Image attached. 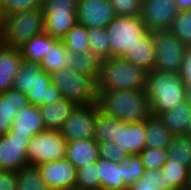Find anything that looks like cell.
Here are the masks:
<instances>
[{
	"label": "cell",
	"mask_w": 191,
	"mask_h": 190,
	"mask_svg": "<svg viewBox=\"0 0 191 190\" xmlns=\"http://www.w3.org/2000/svg\"><path fill=\"white\" fill-rule=\"evenodd\" d=\"M96 105L99 112L126 123L142 122L152 114L145 90H98Z\"/></svg>",
	"instance_id": "cell-1"
},
{
	"label": "cell",
	"mask_w": 191,
	"mask_h": 190,
	"mask_svg": "<svg viewBox=\"0 0 191 190\" xmlns=\"http://www.w3.org/2000/svg\"><path fill=\"white\" fill-rule=\"evenodd\" d=\"M187 87L180 73L147 72L145 93L153 115L159 116L186 101Z\"/></svg>",
	"instance_id": "cell-2"
},
{
	"label": "cell",
	"mask_w": 191,
	"mask_h": 190,
	"mask_svg": "<svg viewBox=\"0 0 191 190\" xmlns=\"http://www.w3.org/2000/svg\"><path fill=\"white\" fill-rule=\"evenodd\" d=\"M12 88L28 95L31 105L52 104L62 97L60 90L51 83V76L39 63L23 59Z\"/></svg>",
	"instance_id": "cell-3"
},
{
	"label": "cell",
	"mask_w": 191,
	"mask_h": 190,
	"mask_svg": "<svg viewBox=\"0 0 191 190\" xmlns=\"http://www.w3.org/2000/svg\"><path fill=\"white\" fill-rule=\"evenodd\" d=\"M147 71L121 57L100 61L97 76L98 90H145Z\"/></svg>",
	"instance_id": "cell-4"
},
{
	"label": "cell",
	"mask_w": 191,
	"mask_h": 190,
	"mask_svg": "<svg viewBox=\"0 0 191 190\" xmlns=\"http://www.w3.org/2000/svg\"><path fill=\"white\" fill-rule=\"evenodd\" d=\"M44 13L41 7L0 18L3 45L19 48L34 36L44 32Z\"/></svg>",
	"instance_id": "cell-5"
},
{
	"label": "cell",
	"mask_w": 191,
	"mask_h": 190,
	"mask_svg": "<svg viewBox=\"0 0 191 190\" xmlns=\"http://www.w3.org/2000/svg\"><path fill=\"white\" fill-rule=\"evenodd\" d=\"M51 83L59 90L63 98L76 105H92L96 103L98 88L97 77H90L63 67L50 74Z\"/></svg>",
	"instance_id": "cell-6"
},
{
	"label": "cell",
	"mask_w": 191,
	"mask_h": 190,
	"mask_svg": "<svg viewBox=\"0 0 191 190\" xmlns=\"http://www.w3.org/2000/svg\"><path fill=\"white\" fill-rule=\"evenodd\" d=\"M148 32L141 15L117 16L106 27L109 39V57H121Z\"/></svg>",
	"instance_id": "cell-7"
},
{
	"label": "cell",
	"mask_w": 191,
	"mask_h": 190,
	"mask_svg": "<svg viewBox=\"0 0 191 190\" xmlns=\"http://www.w3.org/2000/svg\"><path fill=\"white\" fill-rule=\"evenodd\" d=\"M67 141L59 130H45L35 134L27 145L28 165L56 161L66 157Z\"/></svg>",
	"instance_id": "cell-8"
},
{
	"label": "cell",
	"mask_w": 191,
	"mask_h": 190,
	"mask_svg": "<svg viewBox=\"0 0 191 190\" xmlns=\"http://www.w3.org/2000/svg\"><path fill=\"white\" fill-rule=\"evenodd\" d=\"M152 33L155 44L154 69L179 73L187 46L169 30H155Z\"/></svg>",
	"instance_id": "cell-9"
},
{
	"label": "cell",
	"mask_w": 191,
	"mask_h": 190,
	"mask_svg": "<svg viewBox=\"0 0 191 190\" xmlns=\"http://www.w3.org/2000/svg\"><path fill=\"white\" fill-rule=\"evenodd\" d=\"M98 113L99 109L96 103L77 105L59 131L67 142L94 139Z\"/></svg>",
	"instance_id": "cell-10"
},
{
	"label": "cell",
	"mask_w": 191,
	"mask_h": 190,
	"mask_svg": "<svg viewBox=\"0 0 191 190\" xmlns=\"http://www.w3.org/2000/svg\"><path fill=\"white\" fill-rule=\"evenodd\" d=\"M32 137L15 133L0 136V170L17 171L28 165L27 145Z\"/></svg>",
	"instance_id": "cell-11"
},
{
	"label": "cell",
	"mask_w": 191,
	"mask_h": 190,
	"mask_svg": "<svg viewBox=\"0 0 191 190\" xmlns=\"http://www.w3.org/2000/svg\"><path fill=\"white\" fill-rule=\"evenodd\" d=\"M179 9L175 0H143L141 17L149 32L169 30Z\"/></svg>",
	"instance_id": "cell-12"
},
{
	"label": "cell",
	"mask_w": 191,
	"mask_h": 190,
	"mask_svg": "<svg viewBox=\"0 0 191 190\" xmlns=\"http://www.w3.org/2000/svg\"><path fill=\"white\" fill-rule=\"evenodd\" d=\"M37 167L51 190H75L77 169L66 157L41 163Z\"/></svg>",
	"instance_id": "cell-13"
},
{
	"label": "cell",
	"mask_w": 191,
	"mask_h": 190,
	"mask_svg": "<svg viewBox=\"0 0 191 190\" xmlns=\"http://www.w3.org/2000/svg\"><path fill=\"white\" fill-rule=\"evenodd\" d=\"M116 17L109 0H78V23L86 28H106Z\"/></svg>",
	"instance_id": "cell-14"
},
{
	"label": "cell",
	"mask_w": 191,
	"mask_h": 190,
	"mask_svg": "<svg viewBox=\"0 0 191 190\" xmlns=\"http://www.w3.org/2000/svg\"><path fill=\"white\" fill-rule=\"evenodd\" d=\"M29 104L28 95L14 88L0 93V136L10 131L18 111Z\"/></svg>",
	"instance_id": "cell-15"
},
{
	"label": "cell",
	"mask_w": 191,
	"mask_h": 190,
	"mask_svg": "<svg viewBox=\"0 0 191 190\" xmlns=\"http://www.w3.org/2000/svg\"><path fill=\"white\" fill-rule=\"evenodd\" d=\"M116 143H118L128 155L140 154L146 148L145 120L133 123L118 120Z\"/></svg>",
	"instance_id": "cell-16"
},
{
	"label": "cell",
	"mask_w": 191,
	"mask_h": 190,
	"mask_svg": "<svg viewBox=\"0 0 191 190\" xmlns=\"http://www.w3.org/2000/svg\"><path fill=\"white\" fill-rule=\"evenodd\" d=\"M45 130L39 106L29 104L18 111L8 133L34 136Z\"/></svg>",
	"instance_id": "cell-17"
},
{
	"label": "cell",
	"mask_w": 191,
	"mask_h": 190,
	"mask_svg": "<svg viewBox=\"0 0 191 190\" xmlns=\"http://www.w3.org/2000/svg\"><path fill=\"white\" fill-rule=\"evenodd\" d=\"M121 58L150 72L155 65V44L153 33L148 32L136 45L127 50Z\"/></svg>",
	"instance_id": "cell-18"
},
{
	"label": "cell",
	"mask_w": 191,
	"mask_h": 190,
	"mask_svg": "<svg viewBox=\"0 0 191 190\" xmlns=\"http://www.w3.org/2000/svg\"><path fill=\"white\" fill-rule=\"evenodd\" d=\"M23 58L19 48L2 45L0 48V93L12 88Z\"/></svg>",
	"instance_id": "cell-19"
},
{
	"label": "cell",
	"mask_w": 191,
	"mask_h": 190,
	"mask_svg": "<svg viewBox=\"0 0 191 190\" xmlns=\"http://www.w3.org/2000/svg\"><path fill=\"white\" fill-rule=\"evenodd\" d=\"M66 158L76 169L97 161L100 158L98 142L95 139H80L67 142Z\"/></svg>",
	"instance_id": "cell-20"
},
{
	"label": "cell",
	"mask_w": 191,
	"mask_h": 190,
	"mask_svg": "<svg viewBox=\"0 0 191 190\" xmlns=\"http://www.w3.org/2000/svg\"><path fill=\"white\" fill-rule=\"evenodd\" d=\"M76 106L75 103L65 98L52 104L40 105L39 109L46 130H60Z\"/></svg>",
	"instance_id": "cell-21"
},
{
	"label": "cell",
	"mask_w": 191,
	"mask_h": 190,
	"mask_svg": "<svg viewBox=\"0 0 191 190\" xmlns=\"http://www.w3.org/2000/svg\"><path fill=\"white\" fill-rule=\"evenodd\" d=\"M174 136L159 116L151 114L145 120L146 147L167 150Z\"/></svg>",
	"instance_id": "cell-22"
},
{
	"label": "cell",
	"mask_w": 191,
	"mask_h": 190,
	"mask_svg": "<svg viewBox=\"0 0 191 190\" xmlns=\"http://www.w3.org/2000/svg\"><path fill=\"white\" fill-rule=\"evenodd\" d=\"M98 175L100 177V189L104 190H127L123 181V168L118 164L99 158L97 160Z\"/></svg>",
	"instance_id": "cell-23"
},
{
	"label": "cell",
	"mask_w": 191,
	"mask_h": 190,
	"mask_svg": "<svg viewBox=\"0 0 191 190\" xmlns=\"http://www.w3.org/2000/svg\"><path fill=\"white\" fill-rule=\"evenodd\" d=\"M44 19V32L59 40L78 23L77 12L44 13Z\"/></svg>",
	"instance_id": "cell-24"
},
{
	"label": "cell",
	"mask_w": 191,
	"mask_h": 190,
	"mask_svg": "<svg viewBox=\"0 0 191 190\" xmlns=\"http://www.w3.org/2000/svg\"><path fill=\"white\" fill-rule=\"evenodd\" d=\"M191 116V105L184 101L171 110L159 115L162 122L175 135H187V127Z\"/></svg>",
	"instance_id": "cell-25"
},
{
	"label": "cell",
	"mask_w": 191,
	"mask_h": 190,
	"mask_svg": "<svg viewBox=\"0 0 191 190\" xmlns=\"http://www.w3.org/2000/svg\"><path fill=\"white\" fill-rule=\"evenodd\" d=\"M58 40L46 32L34 36L19 47L21 57L28 61L40 63L48 52L49 46H53Z\"/></svg>",
	"instance_id": "cell-26"
},
{
	"label": "cell",
	"mask_w": 191,
	"mask_h": 190,
	"mask_svg": "<svg viewBox=\"0 0 191 190\" xmlns=\"http://www.w3.org/2000/svg\"><path fill=\"white\" fill-rule=\"evenodd\" d=\"M65 59L67 60V66L70 69L90 77L98 76L101 60H99L90 50L81 53L67 50Z\"/></svg>",
	"instance_id": "cell-27"
},
{
	"label": "cell",
	"mask_w": 191,
	"mask_h": 190,
	"mask_svg": "<svg viewBox=\"0 0 191 190\" xmlns=\"http://www.w3.org/2000/svg\"><path fill=\"white\" fill-rule=\"evenodd\" d=\"M188 168L166 162L161 169L160 190H186Z\"/></svg>",
	"instance_id": "cell-28"
},
{
	"label": "cell",
	"mask_w": 191,
	"mask_h": 190,
	"mask_svg": "<svg viewBox=\"0 0 191 190\" xmlns=\"http://www.w3.org/2000/svg\"><path fill=\"white\" fill-rule=\"evenodd\" d=\"M182 164L189 168L191 165V136L175 135L173 141L167 149V161Z\"/></svg>",
	"instance_id": "cell-29"
},
{
	"label": "cell",
	"mask_w": 191,
	"mask_h": 190,
	"mask_svg": "<svg viewBox=\"0 0 191 190\" xmlns=\"http://www.w3.org/2000/svg\"><path fill=\"white\" fill-rule=\"evenodd\" d=\"M17 190H51L41 178L37 166L27 165L16 171Z\"/></svg>",
	"instance_id": "cell-30"
},
{
	"label": "cell",
	"mask_w": 191,
	"mask_h": 190,
	"mask_svg": "<svg viewBox=\"0 0 191 190\" xmlns=\"http://www.w3.org/2000/svg\"><path fill=\"white\" fill-rule=\"evenodd\" d=\"M66 51L62 40H58L53 46H49L48 52L39 63L41 68L51 74L67 66Z\"/></svg>",
	"instance_id": "cell-31"
},
{
	"label": "cell",
	"mask_w": 191,
	"mask_h": 190,
	"mask_svg": "<svg viewBox=\"0 0 191 190\" xmlns=\"http://www.w3.org/2000/svg\"><path fill=\"white\" fill-rule=\"evenodd\" d=\"M117 134L118 119L99 112L96 119L94 139L98 143L105 141L116 143Z\"/></svg>",
	"instance_id": "cell-32"
},
{
	"label": "cell",
	"mask_w": 191,
	"mask_h": 190,
	"mask_svg": "<svg viewBox=\"0 0 191 190\" xmlns=\"http://www.w3.org/2000/svg\"><path fill=\"white\" fill-rule=\"evenodd\" d=\"M100 189V177L98 175L97 161L90 162L76 172L75 190Z\"/></svg>",
	"instance_id": "cell-33"
},
{
	"label": "cell",
	"mask_w": 191,
	"mask_h": 190,
	"mask_svg": "<svg viewBox=\"0 0 191 190\" xmlns=\"http://www.w3.org/2000/svg\"><path fill=\"white\" fill-rule=\"evenodd\" d=\"M62 41L67 50L75 53L89 50L88 28L77 23L66 33Z\"/></svg>",
	"instance_id": "cell-34"
},
{
	"label": "cell",
	"mask_w": 191,
	"mask_h": 190,
	"mask_svg": "<svg viewBox=\"0 0 191 190\" xmlns=\"http://www.w3.org/2000/svg\"><path fill=\"white\" fill-rule=\"evenodd\" d=\"M89 50L99 59L109 57V39L106 28H88Z\"/></svg>",
	"instance_id": "cell-35"
},
{
	"label": "cell",
	"mask_w": 191,
	"mask_h": 190,
	"mask_svg": "<svg viewBox=\"0 0 191 190\" xmlns=\"http://www.w3.org/2000/svg\"><path fill=\"white\" fill-rule=\"evenodd\" d=\"M169 31L185 46H191V10H179Z\"/></svg>",
	"instance_id": "cell-36"
},
{
	"label": "cell",
	"mask_w": 191,
	"mask_h": 190,
	"mask_svg": "<svg viewBox=\"0 0 191 190\" xmlns=\"http://www.w3.org/2000/svg\"><path fill=\"white\" fill-rule=\"evenodd\" d=\"M118 165L123 168V181L127 187L137 182L145 172L141 158L137 154L129 155Z\"/></svg>",
	"instance_id": "cell-37"
},
{
	"label": "cell",
	"mask_w": 191,
	"mask_h": 190,
	"mask_svg": "<svg viewBox=\"0 0 191 190\" xmlns=\"http://www.w3.org/2000/svg\"><path fill=\"white\" fill-rule=\"evenodd\" d=\"M145 170H161L167 161V150L146 147L140 154Z\"/></svg>",
	"instance_id": "cell-38"
},
{
	"label": "cell",
	"mask_w": 191,
	"mask_h": 190,
	"mask_svg": "<svg viewBox=\"0 0 191 190\" xmlns=\"http://www.w3.org/2000/svg\"><path fill=\"white\" fill-rule=\"evenodd\" d=\"M99 156L102 159L110 160L120 164L129 155L123 150L118 143L109 141L98 143Z\"/></svg>",
	"instance_id": "cell-39"
},
{
	"label": "cell",
	"mask_w": 191,
	"mask_h": 190,
	"mask_svg": "<svg viewBox=\"0 0 191 190\" xmlns=\"http://www.w3.org/2000/svg\"><path fill=\"white\" fill-rule=\"evenodd\" d=\"M159 185H161V170L149 169L145 170L143 177L127 190H160Z\"/></svg>",
	"instance_id": "cell-40"
},
{
	"label": "cell",
	"mask_w": 191,
	"mask_h": 190,
	"mask_svg": "<svg viewBox=\"0 0 191 190\" xmlns=\"http://www.w3.org/2000/svg\"><path fill=\"white\" fill-rule=\"evenodd\" d=\"M143 0H109L117 16L141 15Z\"/></svg>",
	"instance_id": "cell-41"
},
{
	"label": "cell",
	"mask_w": 191,
	"mask_h": 190,
	"mask_svg": "<svg viewBox=\"0 0 191 190\" xmlns=\"http://www.w3.org/2000/svg\"><path fill=\"white\" fill-rule=\"evenodd\" d=\"M42 0H7L5 9L0 13L2 16L34 10L41 7Z\"/></svg>",
	"instance_id": "cell-42"
},
{
	"label": "cell",
	"mask_w": 191,
	"mask_h": 190,
	"mask_svg": "<svg viewBox=\"0 0 191 190\" xmlns=\"http://www.w3.org/2000/svg\"><path fill=\"white\" fill-rule=\"evenodd\" d=\"M78 0H42L43 13L77 12Z\"/></svg>",
	"instance_id": "cell-43"
},
{
	"label": "cell",
	"mask_w": 191,
	"mask_h": 190,
	"mask_svg": "<svg viewBox=\"0 0 191 190\" xmlns=\"http://www.w3.org/2000/svg\"><path fill=\"white\" fill-rule=\"evenodd\" d=\"M179 73L187 89H191V46H187Z\"/></svg>",
	"instance_id": "cell-44"
},
{
	"label": "cell",
	"mask_w": 191,
	"mask_h": 190,
	"mask_svg": "<svg viewBox=\"0 0 191 190\" xmlns=\"http://www.w3.org/2000/svg\"><path fill=\"white\" fill-rule=\"evenodd\" d=\"M0 190H17L16 171L0 170Z\"/></svg>",
	"instance_id": "cell-45"
},
{
	"label": "cell",
	"mask_w": 191,
	"mask_h": 190,
	"mask_svg": "<svg viewBox=\"0 0 191 190\" xmlns=\"http://www.w3.org/2000/svg\"><path fill=\"white\" fill-rule=\"evenodd\" d=\"M179 10H191V0H175Z\"/></svg>",
	"instance_id": "cell-46"
},
{
	"label": "cell",
	"mask_w": 191,
	"mask_h": 190,
	"mask_svg": "<svg viewBox=\"0 0 191 190\" xmlns=\"http://www.w3.org/2000/svg\"><path fill=\"white\" fill-rule=\"evenodd\" d=\"M186 190H191V165L188 168Z\"/></svg>",
	"instance_id": "cell-47"
},
{
	"label": "cell",
	"mask_w": 191,
	"mask_h": 190,
	"mask_svg": "<svg viewBox=\"0 0 191 190\" xmlns=\"http://www.w3.org/2000/svg\"><path fill=\"white\" fill-rule=\"evenodd\" d=\"M186 101L191 105V89H187Z\"/></svg>",
	"instance_id": "cell-48"
},
{
	"label": "cell",
	"mask_w": 191,
	"mask_h": 190,
	"mask_svg": "<svg viewBox=\"0 0 191 190\" xmlns=\"http://www.w3.org/2000/svg\"><path fill=\"white\" fill-rule=\"evenodd\" d=\"M7 0H0V13L5 9Z\"/></svg>",
	"instance_id": "cell-49"
},
{
	"label": "cell",
	"mask_w": 191,
	"mask_h": 190,
	"mask_svg": "<svg viewBox=\"0 0 191 190\" xmlns=\"http://www.w3.org/2000/svg\"><path fill=\"white\" fill-rule=\"evenodd\" d=\"M187 135L191 136V116H190L189 124L187 127Z\"/></svg>",
	"instance_id": "cell-50"
},
{
	"label": "cell",
	"mask_w": 191,
	"mask_h": 190,
	"mask_svg": "<svg viewBox=\"0 0 191 190\" xmlns=\"http://www.w3.org/2000/svg\"><path fill=\"white\" fill-rule=\"evenodd\" d=\"M2 45H3V40H2L1 33H0V48H1Z\"/></svg>",
	"instance_id": "cell-51"
}]
</instances>
